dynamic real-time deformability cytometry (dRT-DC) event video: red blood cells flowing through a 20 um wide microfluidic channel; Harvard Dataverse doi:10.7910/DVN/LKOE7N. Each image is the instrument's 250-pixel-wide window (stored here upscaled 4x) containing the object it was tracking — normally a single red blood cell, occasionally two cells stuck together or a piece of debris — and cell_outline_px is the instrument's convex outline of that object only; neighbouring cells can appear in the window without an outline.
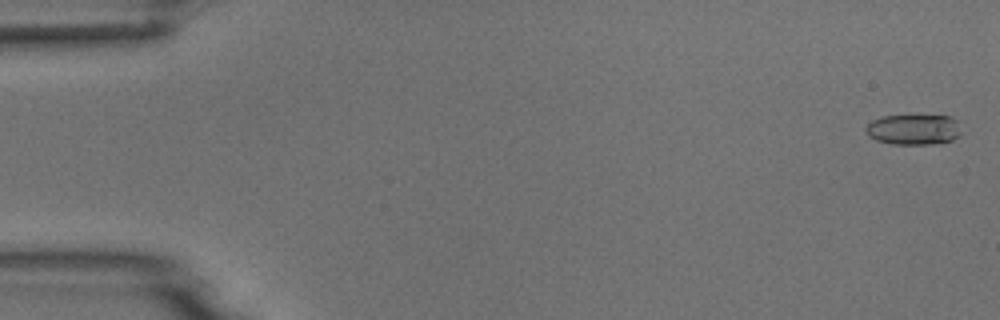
{"species": "common noctule bat (a hibernating species)", "species_latin": "Nyctalus noctula", "temperature_condition": "room temperature", "stored_images_in_passage": 6, "camera_frame_rate_fps": 3000, "um_per_image_px": 0.085, "animal": {"sex": "male", "body_mass_g": 18.8}, "frame": {"image": 1, "passage_image": 1, "time_ms": 0.0, "image_size_px": [1000, 320], "cell_outline_px": [[960, 136], [952, 140], [932, 144], [892, 144], [876, 140], [868, 136], [864, 128], [872, 120], [880, 116], [912, 112], [948, 116], [956, 120], [960, 132]], "centroid_in_image_um": [77.62, 10.94], "position_along_channel_um": 7.4, "area_um2": 17.86}}
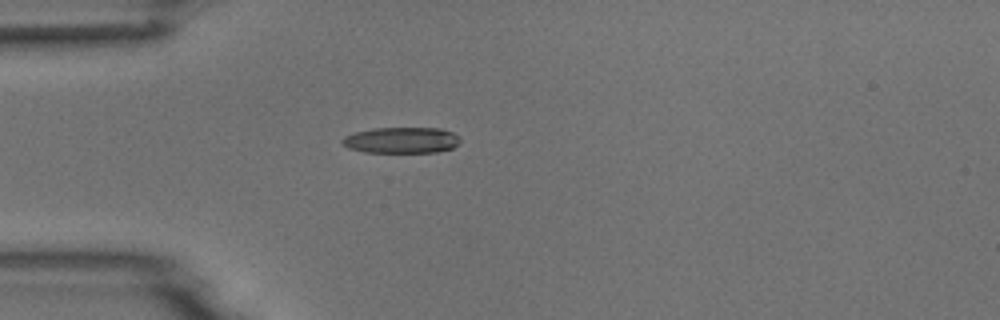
{"frame": {"image": 2, "passage_image": 5, "time_ms": 4.667, "image_size_px": [1000, 320], "cell_outline_px": [[460, 144], [452, 148], [436, 152], [364, 152], [348, 148], [340, 140], [344, 136], [356, 132], [372, 128], [440, 128], [452, 132], [460, 136]], "centroid_in_image_um": [34.15, 11.91], "position_along_channel_um": 50.9, "area_um2": 17.98}}